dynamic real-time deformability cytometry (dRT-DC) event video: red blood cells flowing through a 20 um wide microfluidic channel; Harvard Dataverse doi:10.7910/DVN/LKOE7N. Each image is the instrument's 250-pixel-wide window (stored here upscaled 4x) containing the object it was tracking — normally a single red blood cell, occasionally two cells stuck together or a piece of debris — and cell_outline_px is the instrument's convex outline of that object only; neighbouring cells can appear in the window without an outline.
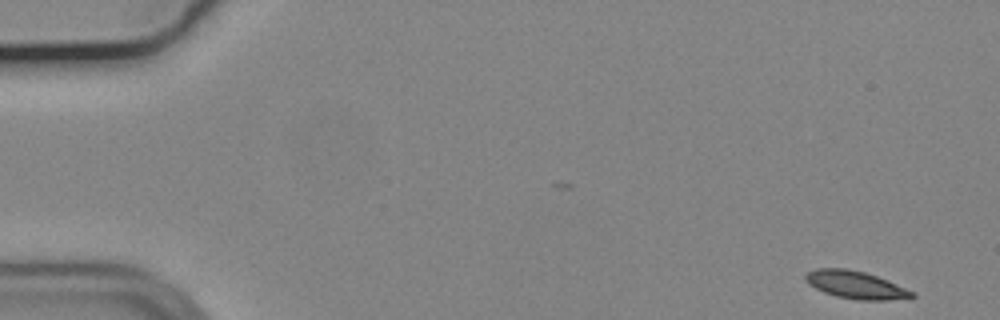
{"species": "common noctule bat (a hibernating species)", "species_latin": "Nyctalus noctula", "temperature_condition": "cold", "stored_images_in_passage": 28, "camera_frame_rate_fps": 3000, "um_per_image_px": 0.085, "animal": {"sex": "male", "body_mass_g": 19.2, "forearm_length_mm": 51.8}, "frame": {"image": 1, "passage_image": 1, "time_ms": 0.0, "image_size_px": [1000, 320], "cell_outline_px": [[916, 296], [912, 300], [860, 300], [836, 296], [824, 292], [808, 284], [804, 280], [804, 276], [808, 272], [816, 268], [848, 268], [864, 272], [876, 276], [916, 292]], "centroid_in_image_um": [72.79, 24.23], "position_along_channel_um": 12.2, "area_um2": 17.4}}
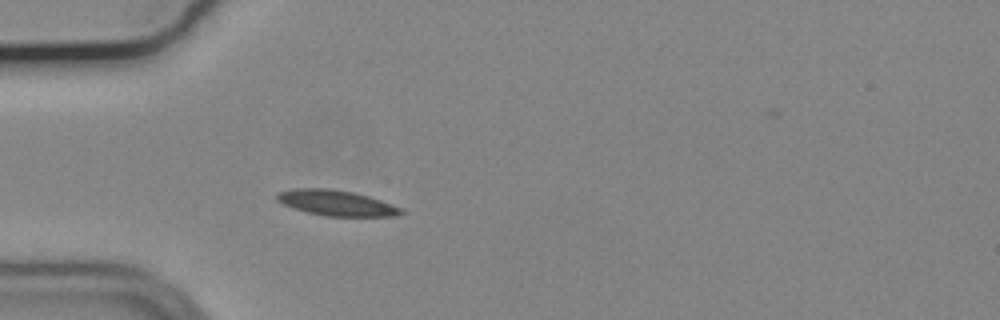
{"frame": {"image": 2, "passage_image": 15, "time_ms": 4.667, "image_size_px": [1000, 320], "cell_outline_px": [[404, 212], [396, 216], [324, 216], [292, 208], [276, 200], [276, 192], [292, 188], [328, 188], [352, 192], [368, 196], [404, 208]], "centroid_in_image_um": [28.57, 17.24], "position_along_channel_um": 56.4, "area_um2": 18.55}}
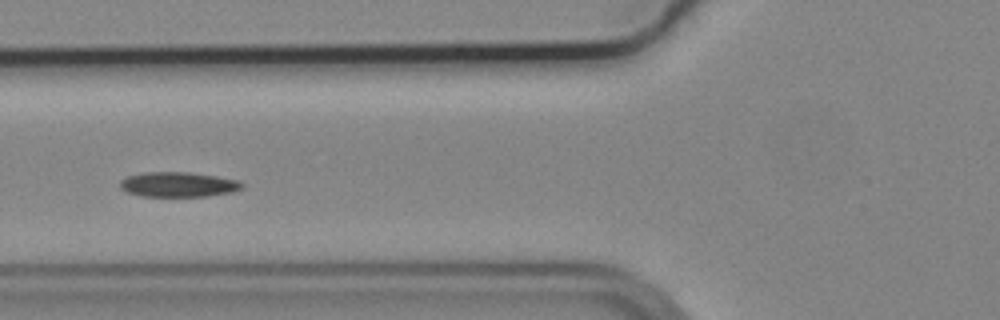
{"frame": {"image": 3, "passage_image": 20, "time_ms": 6.333, "image_size_px": [1000, 320], "cell_outline_px": [[244, 188], [232, 192], [208, 196], [140, 196], [128, 192], [120, 188], [120, 180], [128, 176], [144, 172], [188, 172], [216, 176], [236, 180], [244, 184]], "centroid_in_image_um": [15.15, 15.68], "position_along_channel_um": 110.6, "area_um2": 17.69}}